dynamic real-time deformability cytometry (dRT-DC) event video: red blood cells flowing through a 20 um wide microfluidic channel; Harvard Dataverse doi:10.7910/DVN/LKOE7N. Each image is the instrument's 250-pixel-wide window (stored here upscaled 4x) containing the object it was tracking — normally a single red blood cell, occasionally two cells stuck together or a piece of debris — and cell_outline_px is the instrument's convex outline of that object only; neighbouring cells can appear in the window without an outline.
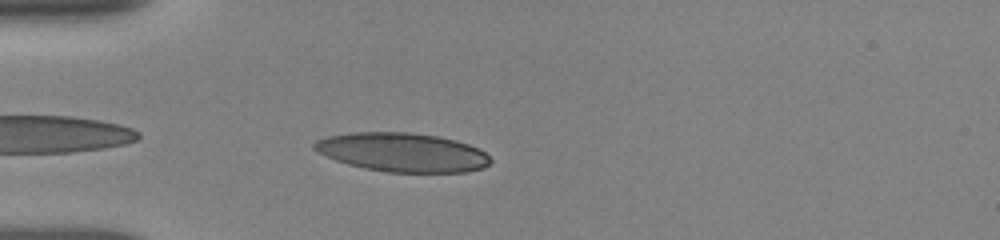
{"species": "human", "species_latin": "Homo sapiens", "temperature_condition": "room temperature", "stored_images_in_passage": 60, "camera_frame_rate_fps": 3000, "um_per_image_px": 0.085, "donor": {"sex": "female"}, "frame": {"image": 1, "passage_image": 5, "time_ms": 0.667, "image_size_px": [1000, 240], "cell_outline_px": [[492, 160], [484, 168], [468, 172], [388, 172], [364, 168], [348, 164], [336, 160], [316, 152], [312, 148], [312, 144], [316, 140], [328, 136], [352, 132], [408, 132], [436, 136], [468, 144], [484, 152]], "centroid_in_image_um": [34.16, 12.95], "position_along_channel_um": 50.8, "area_um2": 39.82}}
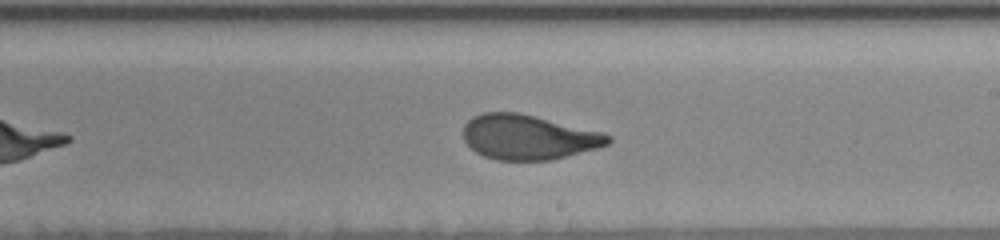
{"frame": {"image": 2, "passage_image": 30, "time_ms": 6.0, "image_size_px": [1000, 240], "cell_outline_px": [[612, 140], [608, 144], [596, 148], [552, 160], [496, 160], [484, 156], [476, 152], [464, 140], [464, 124], [472, 116], [484, 112], [516, 112], [604, 132], [612, 136]], "centroid_in_image_um": [44.91, 11.65], "position_along_channel_um": 244.1, "area_um2": 37.69}}
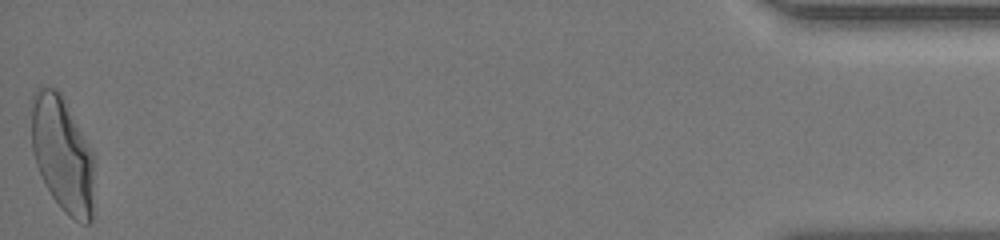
{"frame": {"image": 3, "passage_image": 60, "time_ms": 13.0, "image_size_px": [1000, 240], "cell_outline_px": [[96, 160], [92, 224], [80, 224], [68, 216], [60, 208], [52, 196], [36, 164], [32, 148], [32, 96], [36, 88], [40, 84], [56, 88], [60, 92], [92, 152]], "centroid_in_image_um": [5.35, 13.16], "position_along_channel_um": 429.9, "area_um2": 42.89}, "authors_computed_cell_mechanics": {"area_um2": 38.7838, "velocity_mm_per_s": 3.9131, "shape_relaxation_time_tau1_ms": 5.1181, "shape_relaxation_time_tau2_ms": 0.6522, "deformation_change_tau1": 0.1777, "deformation_change_tau2": 0.0616}}